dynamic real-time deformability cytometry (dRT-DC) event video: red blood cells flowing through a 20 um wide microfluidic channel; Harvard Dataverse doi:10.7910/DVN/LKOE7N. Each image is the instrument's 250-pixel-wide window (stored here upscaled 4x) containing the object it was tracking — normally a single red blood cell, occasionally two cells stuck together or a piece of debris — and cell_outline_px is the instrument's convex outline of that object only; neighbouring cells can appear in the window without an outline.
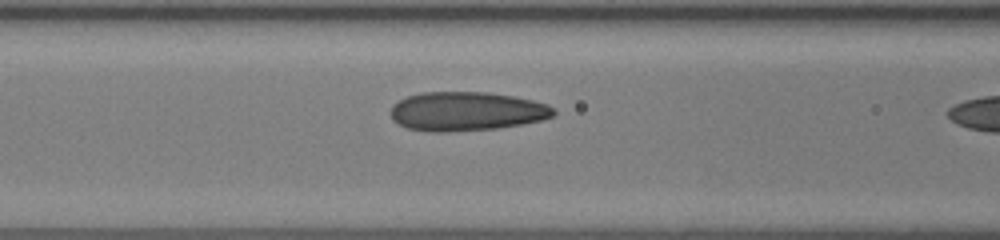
{"species": "human", "species_latin": "Homo sapiens", "temperature_condition": "room temperature", "stored_images_in_passage": 10, "camera_frame_rate_fps": 3000, "um_per_image_px": 0.085, "donor": {"sex": "female"}, "frame": {"image": 1, "passage_image": 9, "time_ms": 2.667, "image_size_px": [1000, 240], "cell_outline_px": [[556, 112], [552, 116], [540, 120], [524, 124], [496, 128], [448, 132], [428, 132], [408, 128], [392, 120], [392, 104], [408, 96], [424, 92], [488, 92], [512, 96], [532, 100], [548, 104], [556, 108]], "centroid_in_image_um": [39.67, 9.46], "position_along_channel_um": 126.9, "area_um2": 37.05}}